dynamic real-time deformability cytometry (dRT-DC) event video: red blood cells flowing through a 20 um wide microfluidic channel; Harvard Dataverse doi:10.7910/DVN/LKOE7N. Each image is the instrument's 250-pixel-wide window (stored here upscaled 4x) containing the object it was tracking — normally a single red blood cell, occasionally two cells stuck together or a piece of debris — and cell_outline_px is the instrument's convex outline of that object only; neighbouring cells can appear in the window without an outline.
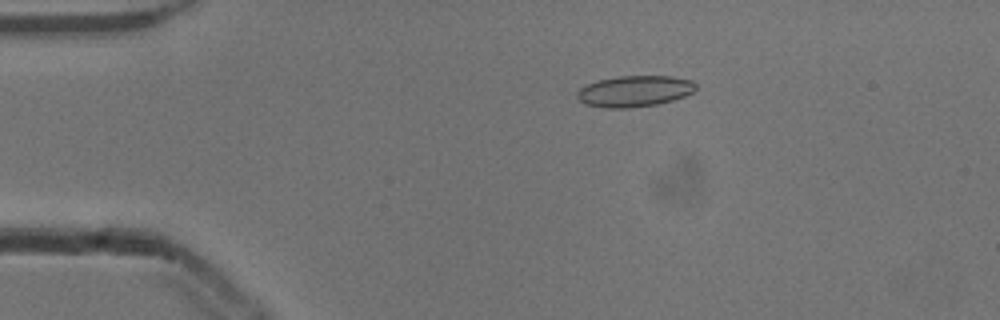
{"species": "common noctule bat (a hibernating species)", "species_latin": "Nyctalus noctula", "temperature_condition": "cold", "stored_images_in_passage": 52, "camera_frame_rate_fps": 3000, "um_per_image_px": 0.085, "animal": {"sex": "male", "body_mass_g": 13.3}, "frame": {"image": 1, "passage_image": 10, "time_ms": 3.0, "image_size_px": [1000, 320], "cell_outline_px": [[696, 88], [692, 92], [684, 96], [672, 100], [656, 104], [628, 108], [604, 108], [584, 104], [576, 96], [576, 92], [580, 88], [596, 80], [616, 76], [672, 76], [692, 80], [696, 84]], "centroid_in_image_um": [53.9, 7.74], "position_along_channel_um": 31.1, "area_um2": 21.62}}
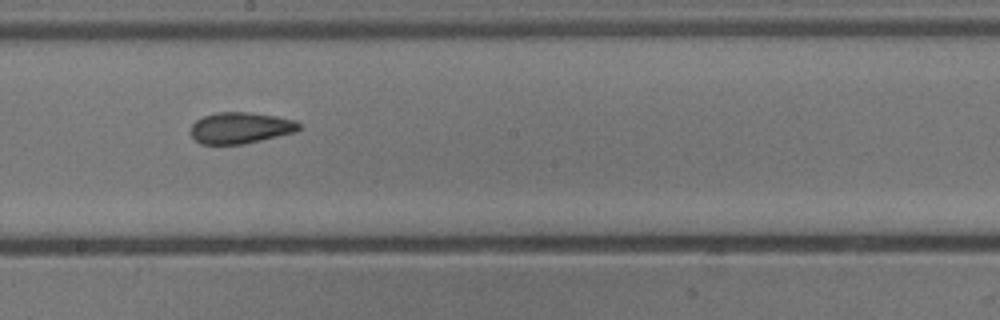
{"frame": {"image": 2, "passage_image": 29, "time_ms": 9.333, "image_size_px": [1000, 320], "cell_outline_px": [[300, 128], [296, 132], [244, 144], [200, 144], [192, 136], [192, 124], [196, 120], [204, 116], [216, 112], [248, 112], [276, 116], [296, 120], [300, 124]], "centroid_in_image_um": [20.46, 10.87], "position_along_channel_um": 227.7, "area_um2": 19.71}}
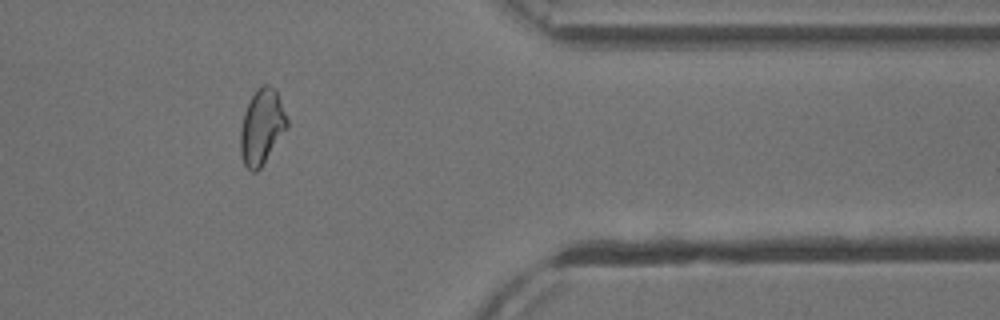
{"frame": {"image": 3, "passage_image": 43, "time_ms": 14.0, "image_size_px": [1000, 320], "cell_outline_px": [[288, 128], [260, 168], [256, 172], [252, 172], [244, 164], [240, 152], [240, 128], [244, 112], [256, 88], [264, 84], [268, 84], [276, 88], [288, 120]], "centroid_in_image_um": [22.26, 10.76], "position_along_channel_um": 389.1, "area_um2": 20.58}, "authors_computed_cell_mechanics": {"area_um2": 20.4612, "velocity_mm_per_s": 3.9006, "shape_relaxation_time_tau1_ms": null, "shape_relaxation_time_tau2_ms": 1.5899, "deformation_change_tau1": null, "deformation_change_tau2": 0.0706}}